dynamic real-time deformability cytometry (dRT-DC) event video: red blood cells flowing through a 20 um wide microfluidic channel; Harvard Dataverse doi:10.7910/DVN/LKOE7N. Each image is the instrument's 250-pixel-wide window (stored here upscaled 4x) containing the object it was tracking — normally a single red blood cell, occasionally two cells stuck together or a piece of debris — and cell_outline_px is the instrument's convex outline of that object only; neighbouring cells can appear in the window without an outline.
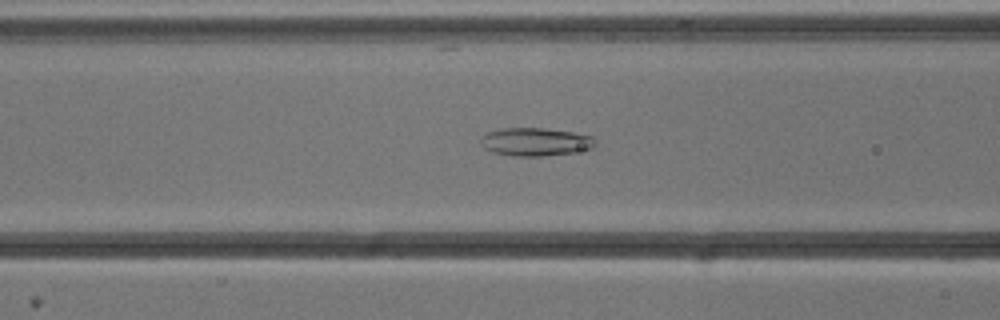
{"species": "common noctule bat (a hibernating species)", "species_latin": "Nyctalus noctula", "temperature_condition": "cold", "stored_images_in_passage": 51, "camera_frame_rate_fps": 3000, "um_per_image_px": 0.085, "animal": {"sex": "male", "body_mass_g": 13.3}, "frame": {"image": 1, "passage_image": 19, "time_ms": 6.0, "image_size_px": [1000, 320], "cell_outline_px": [[596, 144], [592, 148], [572, 152], [544, 156], [512, 156], [492, 152], [484, 148], [480, 140], [480, 136], [488, 132], [504, 128], [544, 128], [572, 132], [592, 136], [596, 140]], "centroid_in_image_um": [45.49, 12.05], "position_along_channel_um": 121.1, "area_um2": 18.79}}
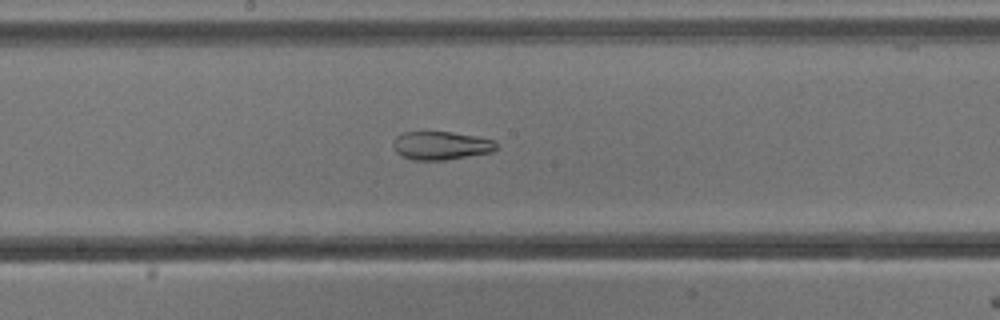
{"frame": {"image": 2, "passage_image": 26, "time_ms": 8.333, "image_size_px": [1000, 320], "cell_outline_px": [[496, 148], [492, 152], [444, 160], [412, 160], [396, 152], [392, 144], [396, 136], [404, 132], [452, 132], [476, 136], [496, 140]], "centroid_in_image_um": [37.49, 12.37], "position_along_channel_um": 210.7, "area_um2": 16.99}}
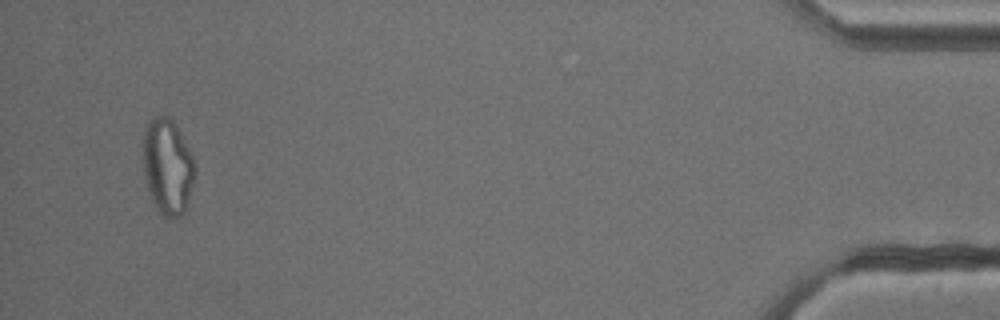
{"frame": {"image": 3, "passage_image": 49, "time_ms": 16.0, "image_size_px": [1000, 320], "cell_outline_px": [[196, 172], [184, 212], [180, 216], [172, 220], [164, 216], [156, 208], [148, 192], [144, 176], [144, 128], [152, 116], [168, 116], [176, 124], [192, 156], [196, 168]], "centroid_in_image_um": [14.24, 14.16], "position_along_channel_um": 421.0, "area_um2": 28.9}, "authors_computed_cell_mechanics": {"area_um2": 24.6806, "velocity_mm_per_s": 3.8273, "shape_relaxation_time_tau1_ms": null, "shape_relaxation_time_tau2_ms": 3.1242, "deformation_change_tau1": null, "deformation_change_tau2": 0.1035}}